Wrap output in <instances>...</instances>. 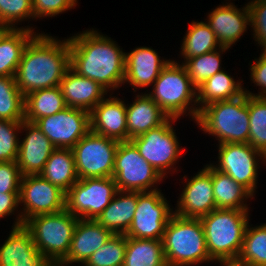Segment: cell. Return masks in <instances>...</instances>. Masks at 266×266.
<instances>
[{
    "instance_id": "cell-1",
    "label": "cell",
    "mask_w": 266,
    "mask_h": 266,
    "mask_svg": "<svg viewBox=\"0 0 266 266\" xmlns=\"http://www.w3.org/2000/svg\"><path fill=\"white\" fill-rule=\"evenodd\" d=\"M68 39L70 68L99 83L109 93L119 91L124 83L125 50L96 28L74 33Z\"/></svg>"
},
{
    "instance_id": "cell-2",
    "label": "cell",
    "mask_w": 266,
    "mask_h": 266,
    "mask_svg": "<svg viewBox=\"0 0 266 266\" xmlns=\"http://www.w3.org/2000/svg\"><path fill=\"white\" fill-rule=\"evenodd\" d=\"M69 68L68 36L62 40L41 31L23 52L15 74L16 85L24 96L35 90L58 87Z\"/></svg>"
},
{
    "instance_id": "cell-3",
    "label": "cell",
    "mask_w": 266,
    "mask_h": 266,
    "mask_svg": "<svg viewBox=\"0 0 266 266\" xmlns=\"http://www.w3.org/2000/svg\"><path fill=\"white\" fill-rule=\"evenodd\" d=\"M146 91L169 118L180 120L186 115L195 123L200 111L197 105V88L192 84L181 60L172 59L154 81L151 91Z\"/></svg>"
},
{
    "instance_id": "cell-4",
    "label": "cell",
    "mask_w": 266,
    "mask_h": 266,
    "mask_svg": "<svg viewBox=\"0 0 266 266\" xmlns=\"http://www.w3.org/2000/svg\"><path fill=\"white\" fill-rule=\"evenodd\" d=\"M162 243L167 266L215 263L207 251L204 229L199 218L173 214L165 227Z\"/></svg>"
},
{
    "instance_id": "cell-5",
    "label": "cell",
    "mask_w": 266,
    "mask_h": 266,
    "mask_svg": "<svg viewBox=\"0 0 266 266\" xmlns=\"http://www.w3.org/2000/svg\"><path fill=\"white\" fill-rule=\"evenodd\" d=\"M203 134L215 137L218 144L248 143L250 120L248 95L218 101L202 107L195 121Z\"/></svg>"
},
{
    "instance_id": "cell-6",
    "label": "cell",
    "mask_w": 266,
    "mask_h": 266,
    "mask_svg": "<svg viewBox=\"0 0 266 266\" xmlns=\"http://www.w3.org/2000/svg\"><path fill=\"white\" fill-rule=\"evenodd\" d=\"M250 210L214 209L200 217L206 247L213 261L237 260L244 239Z\"/></svg>"
},
{
    "instance_id": "cell-7",
    "label": "cell",
    "mask_w": 266,
    "mask_h": 266,
    "mask_svg": "<svg viewBox=\"0 0 266 266\" xmlns=\"http://www.w3.org/2000/svg\"><path fill=\"white\" fill-rule=\"evenodd\" d=\"M78 220L79 218L65 209L54 214L33 216L24 226L30 231L38 251L52 266H57L69 252Z\"/></svg>"
},
{
    "instance_id": "cell-8",
    "label": "cell",
    "mask_w": 266,
    "mask_h": 266,
    "mask_svg": "<svg viewBox=\"0 0 266 266\" xmlns=\"http://www.w3.org/2000/svg\"><path fill=\"white\" fill-rule=\"evenodd\" d=\"M175 118H169L164 124L151 129L130 141L136 146L140 155L151 164L165 179L168 174H178V164L186 148L182 147L176 133Z\"/></svg>"
},
{
    "instance_id": "cell-9",
    "label": "cell",
    "mask_w": 266,
    "mask_h": 266,
    "mask_svg": "<svg viewBox=\"0 0 266 266\" xmlns=\"http://www.w3.org/2000/svg\"><path fill=\"white\" fill-rule=\"evenodd\" d=\"M112 177L118 190L155 191L164 178L139 153L131 141L119 142Z\"/></svg>"
},
{
    "instance_id": "cell-10",
    "label": "cell",
    "mask_w": 266,
    "mask_h": 266,
    "mask_svg": "<svg viewBox=\"0 0 266 266\" xmlns=\"http://www.w3.org/2000/svg\"><path fill=\"white\" fill-rule=\"evenodd\" d=\"M217 147L218 160L212 161L213 163L209 161L210 164L242 184L255 196L259 181L258 172L263 164L266 166V157L249 143H224Z\"/></svg>"
},
{
    "instance_id": "cell-11",
    "label": "cell",
    "mask_w": 266,
    "mask_h": 266,
    "mask_svg": "<svg viewBox=\"0 0 266 266\" xmlns=\"http://www.w3.org/2000/svg\"><path fill=\"white\" fill-rule=\"evenodd\" d=\"M117 191L113 177L79 179L66 192L65 209L79 219L96 220Z\"/></svg>"
},
{
    "instance_id": "cell-12",
    "label": "cell",
    "mask_w": 266,
    "mask_h": 266,
    "mask_svg": "<svg viewBox=\"0 0 266 266\" xmlns=\"http://www.w3.org/2000/svg\"><path fill=\"white\" fill-rule=\"evenodd\" d=\"M118 144L90 130L72 148L78 178L112 177Z\"/></svg>"
},
{
    "instance_id": "cell-13",
    "label": "cell",
    "mask_w": 266,
    "mask_h": 266,
    "mask_svg": "<svg viewBox=\"0 0 266 266\" xmlns=\"http://www.w3.org/2000/svg\"><path fill=\"white\" fill-rule=\"evenodd\" d=\"M162 190L138 192L133 221L125 233L126 237L162 240L165 227L174 214Z\"/></svg>"
},
{
    "instance_id": "cell-14",
    "label": "cell",
    "mask_w": 266,
    "mask_h": 266,
    "mask_svg": "<svg viewBox=\"0 0 266 266\" xmlns=\"http://www.w3.org/2000/svg\"><path fill=\"white\" fill-rule=\"evenodd\" d=\"M65 198L66 193L63 190L40 174L22 176L19 191L22 225L33 216L65 210Z\"/></svg>"
},
{
    "instance_id": "cell-15",
    "label": "cell",
    "mask_w": 266,
    "mask_h": 266,
    "mask_svg": "<svg viewBox=\"0 0 266 266\" xmlns=\"http://www.w3.org/2000/svg\"><path fill=\"white\" fill-rule=\"evenodd\" d=\"M56 148L72 149L91 130L90 113L67 107L34 123Z\"/></svg>"
},
{
    "instance_id": "cell-16",
    "label": "cell",
    "mask_w": 266,
    "mask_h": 266,
    "mask_svg": "<svg viewBox=\"0 0 266 266\" xmlns=\"http://www.w3.org/2000/svg\"><path fill=\"white\" fill-rule=\"evenodd\" d=\"M184 175L182 191L177 197L174 214L185 218H200L216 209L212 185V165L206 164L191 178ZM184 187V188H183Z\"/></svg>"
},
{
    "instance_id": "cell-17",
    "label": "cell",
    "mask_w": 266,
    "mask_h": 266,
    "mask_svg": "<svg viewBox=\"0 0 266 266\" xmlns=\"http://www.w3.org/2000/svg\"><path fill=\"white\" fill-rule=\"evenodd\" d=\"M222 2L212 11L208 12L206 23L212 31L222 47L231 49L236 45L241 37L246 34L250 26V15L247 3L241 8H237L234 2Z\"/></svg>"
},
{
    "instance_id": "cell-18",
    "label": "cell",
    "mask_w": 266,
    "mask_h": 266,
    "mask_svg": "<svg viewBox=\"0 0 266 266\" xmlns=\"http://www.w3.org/2000/svg\"><path fill=\"white\" fill-rule=\"evenodd\" d=\"M172 60L160 56L152 47L137 46L125 52V76L123 86L132 87L133 92L152 86L162 69Z\"/></svg>"
},
{
    "instance_id": "cell-19",
    "label": "cell",
    "mask_w": 266,
    "mask_h": 266,
    "mask_svg": "<svg viewBox=\"0 0 266 266\" xmlns=\"http://www.w3.org/2000/svg\"><path fill=\"white\" fill-rule=\"evenodd\" d=\"M20 137L16 162L22 176L40 174L56 147L34 123L25 120L21 124Z\"/></svg>"
},
{
    "instance_id": "cell-20",
    "label": "cell",
    "mask_w": 266,
    "mask_h": 266,
    "mask_svg": "<svg viewBox=\"0 0 266 266\" xmlns=\"http://www.w3.org/2000/svg\"><path fill=\"white\" fill-rule=\"evenodd\" d=\"M109 93L90 112L91 131L119 142L127 141L126 101Z\"/></svg>"
},
{
    "instance_id": "cell-21",
    "label": "cell",
    "mask_w": 266,
    "mask_h": 266,
    "mask_svg": "<svg viewBox=\"0 0 266 266\" xmlns=\"http://www.w3.org/2000/svg\"><path fill=\"white\" fill-rule=\"evenodd\" d=\"M113 233L96 220L79 219L76 223L67 256L57 266H82L95 251L111 238Z\"/></svg>"
},
{
    "instance_id": "cell-22",
    "label": "cell",
    "mask_w": 266,
    "mask_h": 266,
    "mask_svg": "<svg viewBox=\"0 0 266 266\" xmlns=\"http://www.w3.org/2000/svg\"><path fill=\"white\" fill-rule=\"evenodd\" d=\"M0 244V266H52L36 248L30 231L24 226L11 227Z\"/></svg>"
},
{
    "instance_id": "cell-23",
    "label": "cell",
    "mask_w": 266,
    "mask_h": 266,
    "mask_svg": "<svg viewBox=\"0 0 266 266\" xmlns=\"http://www.w3.org/2000/svg\"><path fill=\"white\" fill-rule=\"evenodd\" d=\"M60 88L67 107L83 109L89 113L109 93L99 83L78 75L71 68L66 71Z\"/></svg>"
},
{
    "instance_id": "cell-24",
    "label": "cell",
    "mask_w": 266,
    "mask_h": 266,
    "mask_svg": "<svg viewBox=\"0 0 266 266\" xmlns=\"http://www.w3.org/2000/svg\"><path fill=\"white\" fill-rule=\"evenodd\" d=\"M126 102L127 141L164 124L168 115L145 92Z\"/></svg>"
},
{
    "instance_id": "cell-25",
    "label": "cell",
    "mask_w": 266,
    "mask_h": 266,
    "mask_svg": "<svg viewBox=\"0 0 266 266\" xmlns=\"http://www.w3.org/2000/svg\"><path fill=\"white\" fill-rule=\"evenodd\" d=\"M137 200V191L118 190L96 221L113 234L125 235L133 221Z\"/></svg>"
},
{
    "instance_id": "cell-26",
    "label": "cell",
    "mask_w": 266,
    "mask_h": 266,
    "mask_svg": "<svg viewBox=\"0 0 266 266\" xmlns=\"http://www.w3.org/2000/svg\"><path fill=\"white\" fill-rule=\"evenodd\" d=\"M242 82H244L243 79L237 80L235 76L222 69L197 88L198 109L214 102L240 97L244 94Z\"/></svg>"
},
{
    "instance_id": "cell-27",
    "label": "cell",
    "mask_w": 266,
    "mask_h": 266,
    "mask_svg": "<svg viewBox=\"0 0 266 266\" xmlns=\"http://www.w3.org/2000/svg\"><path fill=\"white\" fill-rule=\"evenodd\" d=\"M36 34L27 28H6L0 34V76L15 77L23 52Z\"/></svg>"
},
{
    "instance_id": "cell-28",
    "label": "cell",
    "mask_w": 266,
    "mask_h": 266,
    "mask_svg": "<svg viewBox=\"0 0 266 266\" xmlns=\"http://www.w3.org/2000/svg\"><path fill=\"white\" fill-rule=\"evenodd\" d=\"M212 185L216 209L250 210L248 201L254 199V195L242 184L213 166Z\"/></svg>"
},
{
    "instance_id": "cell-29",
    "label": "cell",
    "mask_w": 266,
    "mask_h": 266,
    "mask_svg": "<svg viewBox=\"0 0 266 266\" xmlns=\"http://www.w3.org/2000/svg\"><path fill=\"white\" fill-rule=\"evenodd\" d=\"M40 175L66 193L79 180L72 149L56 148Z\"/></svg>"
},
{
    "instance_id": "cell-30",
    "label": "cell",
    "mask_w": 266,
    "mask_h": 266,
    "mask_svg": "<svg viewBox=\"0 0 266 266\" xmlns=\"http://www.w3.org/2000/svg\"><path fill=\"white\" fill-rule=\"evenodd\" d=\"M181 48L179 58L182 59V64L192 57H197L215 51L222 46L218 42L215 33L210 26L204 21H194L188 24L186 33L180 42Z\"/></svg>"
},
{
    "instance_id": "cell-31",
    "label": "cell",
    "mask_w": 266,
    "mask_h": 266,
    "mask_svg": "<svg viewBox=\"0 0 266 266\" xmlns=\"http://www.w3.org/2000/svg\"><path fill=\"white\" fill-rule=\"evenodd\" d=\"M67 108L60 86L35 90L25 96L24 120L35 123Z\"/></svg>"
},
{
    "instance_id": "cell-32",
    "label": "cell",
    "mask_w": 266,
    "mask_h": 266,
    "mask_svg": "<svg viewBox=\"0 0 266 266\" xmlns=\"http://www.w3.org/2000/svg\"><path fill=\"white\" fill-rule=\"evenodd\" d=\"M123 266H167L162 240L126 237Z\"/></svg>"
},
{
    "instance_id": "cell-33",
    "label": "cell",
    "mask_w": 266,
    "mask_h": 266,
    "mask_svg": "<svg viewBox=\"0 0 266 266\" xmlns=\"http://www.w3.org/2000/svg\"><path fill=\"white\" fill-rule=\"evenodd\" d=\"M237 261L245 266H266V222L247 224Z\"/></svg>"
},
{
    "instance_id": "cell-34",
    "label": "cell",
    "mask_w": 266,
    "mask_h": 266,
    "mask_svg": "<svg viewBox=\"0 0 266 266\" xmlns=\"http://www.w3.org/2000/svg\"><path fill=\"white\" fill-rule=\"evenodd\" d=\"M228 49L227 47H221L215 51L187 59L183 63L192 84L196 88L222 69H226L222 67L223 63L221 62L223 61L221 59H223L222 54L230 51Z\"/></svg>"
},
{
    "instance_id": "cell-35",
    "label": "cell",
    "mask_w": 266,
    "mask_h": 266,
    "mask_svg": "<svg viewBox=\"0 0 266 266\" xmlns=\"http://www.w3.org/2000/svg\"><path fill=\"white\" fill-rule=\"evenodd\" d=\"M24 106L15 77L0 76V120L24 121Z\"/></svg>"
},
{
    "instance_id": "cell-36",
    "label": "cell",
    "mask_w": 266,
    "mask_h": 266,
    "mask_svg": "<svg viewBox=\"0 0 266 266\" xmlns=\"http://www.w3.org/2000/svg\"><path fill=\"white\" fill-rule=\"evenodd\" d=\"M250 131L248 143L266 157V97L248 95Z\"/></svg>"
},
{
    "instance_id": "cell-37",
    "label": "cell",
    "mask_w": 266,
    "mask_h": 266,
    "mask_svg": "<svg viewBox=\"0 0 266 266\" xmlns=\"http://www.w3.org/2000/svg\"><path fill=\"white\" fill-rule=\"evenodd\" d=\"M34 21V12L32 0H0V26L10 29L27 28L33 32L37 27H33L30 24L27 26L20 25L23 22Z\"/></svg>"
},
{
    "instance_id": "cell-38",
    "label": "cell",
    "mask_w": 266,
    "mask_h": 266,
    "mask_svg": "<svg viewBox=\"0 0 266 266\" xmlns=\"http://www.w3.org/2000/svg\"><path fill=\"white\" fill-rule=\"evenodd\" d=\"M125 251L126 236L113 234L82 266H123Z\"/></svg>"
},
{
    "instance_id": "cell-39",
    "label": "cell",
    "mask_w": 266,
    "mask_h": 266,
    "mask_svg": "<svg viewBox=\"0 0 266 266\" xmlns=\"http://www.w3.org/2000/svg\"><path fill=\"white\" fill-rule=\"evenodd\" d=\"M22 121L0 120V162L17 161Z\"/></svg>"
},
{
    "instance_id": "cell-40",
    "label": "cell",
    "mask_w": 266,
    "mask_h": 266,
    "mask_svg": "<svg viewBox=\"0 0 266 266\" xmlns=\"http://www.w3.org/2000/svg\"><path fill=\"white\" fill-rule=\"evenodd\" d=\"M253 40L261 51L266 52V3L260 0L247 1Z\"/></svg>"
},
{
    "instance_id": "cell-41",
    "label": "cell",
    "mask_w": 266,
    "mask_h": 266,
    "mask_svg": "<svg viewBox=\"0 0 266 266\" xmlns=\"http://www.w3.org/2000/svg\"><path fill=\"white\" fill-rule=\"evenodd\" d=\"M77 3L78 0H32L34 19L57 17L74 9Z\"/></svg>"
},
{
    "instance_id": "cell-42",
    "label": "cell",
    "mask_w": 266,
    "mask_h": 266,
    "mask_svg": "<svg viewBox=\"0 0 266 266\" xmlns=\"http://www.w3.org/2000/svg\"><path fill=\"white\" fill-rule=\"evenodd\" d=\"M22 174L16 161L0 162V192L19 193Z\"/></svg>"
},
{
    "instance_id": "cell-43",
    "label": "cell",
    "mask_w": 266,
    "mask_h": 266,
    "mask_svg": "<svg viewBox=\"0 0 266 266\" xmlns=\"http://www.w3.org/2000/svg\"><path fill=\"white\" fill-rule=\"evenodd\" d=\"M249 66V79L258 87V92L253 93L244 87V93L253 97H266V52L261 51L259 57L254 58V62H249Z\"/></svg>"
},
{
    "instance_id": "cell-44",
    "label": "cell",
    "mask_w": 266,
    "mask_h": 266,
    "mask_svg": "<svg viewBox=\"0 0 266 266\" xmlns=\"http://www.w3.org/2000/svg\"><path fill=\"white\" fill-rule=\"evenodd\" d=\"M19 206V193H1L0 192V219L13 216L14 222L11 227L22 225V214ZM16 214V215H15Z\"/></svg>"
},
{
    "instance_id": "cell-45",
    "label": "cell",
    "mask_w": 266,
    "mask_h": 266,
    "mask_svg": "<svg viewBox=\"0 0 266 266\" xmlns=\"http://www.w3.org/2000/svg\"><path fill=\"white\" fill-rule=\"evenodd\" d=\"M220 263V266H245L244 264H242L241 262L237 261V260H227V261H215V264Z\"/></svg>"
},
{
    "instance_id": "cell-46",
    "label": "cell",
    "mask_w": 266,
    "mask_h": 266,
    "mask_svg": "<svg viewBox=\"0 0 266 266\" xmlns=\"http://www.w3.org/2000/svg\"><path fill=\"white\" fill-rule=\"evenodd\" d=\"M6 28L3 26H0V34L5 30Z\"/></svg>"
}]
</instances>
